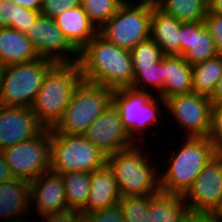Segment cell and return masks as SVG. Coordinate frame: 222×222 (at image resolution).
I'll use <instances>...</instances> for the list:
<instances>
[{"label": "cell", "instance_id": "39", "mask_svg": "<svg viewBox=\"0 0 222 222\" xmlns=\"http://www.w3.org/2000/svg\"><path fill=\"white\" fill-rule=\"evenodd\" d=\"M21 7L39 11L43 0H11Z\"/></svg>", "mask_w": 222, "mask_h": 222}, {"label": "cell", "instance_id": "9", "mask_svg": "<svg viewBox=\"0 0 222 222\" xmlns=\"http://www.w3.org/2000/svg\"><path fill=\"white\" fill-rule=\"evenodd\" d=\"M156 95L147 90H138L132 87L116 89L113 92L112 102L118 108L123 127L133 142H138L139 133L151 127L158 121L161 111ZM135 139V140H134Z\"/></svg>", "mask_w": 222, "mask_h": 222}, {"label": "cell", "instance_id": "22", "mask_svg": "<svg viewBox=\"0 0 222 222\" xmlns=\"http://www.w3.org/2000/svg\"><path fill=\"white\" fill-rule=\"evenodd\" d=\"M31 183L24 179L13 178L0 184V219L18 220L17 215L26 213L31 206ZM11 219V220H10Z\"/></svg>", "mask_w": 222, "mask_h": 222}, {"label": "cell", "instance_id": "23", "mask_svg": "<svg viewBox=\"0 0 222 222\" xmlns=\"http://www.w3.org/2000/svg\"><path fill=\"white\" fill-rule=\"evenodd\" d=\"M164 55H180V21L153 5L151 37Z\"/></svg>", "mask_w": 222, "mask_h": 222}, {"label": "cell", "instance_id": "35", "mask_svg": "<svg viewBox=\"0 0 222 222\" xmlns=\"http://www.w3.org/2000/svg\"><path fill=\"white\" fill-rule=\"evenodd\" d=\"M204 21L218 53L222 54V15L211 13L208 10Z\"/></svg>", "mask_w": 222, "mask_h": 222}, {"label": "cell", "instance_id": "24", "mask_svg": "<svg viewBox=\"0 0 222 222\" xmlns=\"http://www.w3.org/2000/svg\"><path fill=\"white\" fill-rule=\"evenodd\" d=\"M191 215L183 196L159 192L151 195L150 222H185Z\"/></svg>", "mask_w": 222, "mask_h": 222}, {"label": "cell", "instance_id": "47", "mask_svg": "<svg viewBox=\"0 0 222 222\" xmlns=\"http://www.w3.org/2000/svg\"><path fill=\"white\" fill-rule=\"evenodd\" d=\"M24 221H25V219H24V220H21V221H20V219H18V220H14V221H13V220H12V221H6V222H24ZM25 222H26V221H25Z\"/></svg>", "mask_w": 222, "mask_h": 222}, {"label": "cell", "instance_id": "41", "mask_svg": "<svg viewBox=\"0 0 222 222\" xmlns=\"http://www.w3.org/2000/svg\"><path fill=\"white\" fill-rule=\"evenodd\" d=\"M208 10L211 13L222 15V0H211L208 3Z\"/></svg>", "mask_w": 222, "mask_h": 222}, {"label": "cell", "instance_id": "25", "mask_svg": "<svg viewBox=\"0 0 222 222\" xmlns=\"http://www.w3.org/2000/svg\"><path fill=\"white\" fill-rule=\"evenodd\" d=\"M222 75V54L192 66L193 92L211 98Z\"/></svg>", "mask_w": 222, "mask_h": 222}, {"label": "cell", "instance_id": "16", "mask_svg": "<svg viewBox=\"0 0 222 222\" xmlns=\"http://www.w3.org/2000/svg\"><path fill=\"white\" fill-rule=\"evenodd\" d=\"M219 55L205 21L180 22V56L191 66Z\"/></svg>", "mask_w": 222, "mask_h": 222}, {"label": "cell", "instance_id": "13", "mask_svg": "<svg viewBox=\"0 0 222 222\" xmlns=\"http://www.w3.org/2000/svg\"><path fill=\"white\" fill-rule=\"evenodd\" d=\"M171 114L187 129L188 137H208L211 128L212 102L209 97L195 92L166 99Z\"/></svg>", "mask_w": 222, "mask_h": 222}, {"label": "cell", "instance_id": "36", "mask_svg": "<svg viewBox=\"0 0 222 222\" xmlns=\"http://www.w3.org/2000/svg\"><path fill=\"white\" fill-rule=\"evenodd\" d=\"M92 222H125L118 205L107 209L90 211L87 213Z\"/></svg>", "mask_w": 222, "mask_h": 222}, {"label": "cell", "instance_id": "28", "mask_svg": "<svg viewBox=\"0 0 222 222\" xmlns=\"http://www.w3.org/2000/svg\"><path fill=\"white\" fill-rule=\"evenodd\" d=\"M39 15V11L18 6L11 0H4L0 5V28L10 27L26 34Z\"/></svg>", "mask_w": 222, "mask_h": 222}, {"label": "cell", "instance_id": "37", "mask_svg": "<svg viewBox=\"0 0 222 222\" xmlns=\"http://www.w3.org/2000/svg\"><path fill=\"white\" fill-rule=\"evenodd\" d=\"M80 211L67 210L59 213H50L43 215L44 222H74Z\"/></svg>", "mask_w": 222, "mask_h": 222}, {"label": "cell", "instance_id": "12", "mask_svg": "<svg viewBox=\"0 0 222 222\" xmlns=\"http://www.w3.org/2000/svg\"><path fill=\"white\" fill-rule=\"evenodd\" d=\"M26 36L40 58H46L55 63L78 62L79 52L65 38L54 18L40 14L28 29ZM70 53L75 57L70 56V59L68 56Z\"/></svg>", "mask_w": 222, "mask_h": 222}, {"label": "cell", "instance_id": "29", "mask_svg": "<svg viewBox=\"0 0 222 222\" xmlns=\"http://www.w3.org/2000/svg\"><path fill=\"white\" fill-rule=\"evenodd\" d=\"M89 20L99 30L122 6L121 0H81Z\"/></svg>", "mask_w": 222, "mask_h": 222}, {"label": "cell", "instance_id": "2", "mask_svg": "<svg viewBox=\"0 0 222 222\" xmlns=\"http://www.w3.org/2000/svg\"><path fill=\"white\" fill-rule=\"evenodd\" d=\"M81 80L78 62L56 63L48 71L30 107L44 128L52 129L61 120Z\"/></svg>", "mask_w": 222, "mask_h": 222}, {"label": "cell", "instance_id": "3", "mask_svg": "<svg viewBox=\"0 0 222 222\" xmlns=\"http://www.w3.org/2000/svg\"><path fill=\"white\" fill-rule=\"evenodd\" d=\"M179 151L172 153L168 170L159 174L160 190L184 196L207 163L219 151L208 137H188Z\"/></svg>", "mask_w": 222, "mask_h": 222}, {"label": "cell", "instance_id": "5", "mask_svg": "<svg viewBox=\"0 0 222 222\" xmlns=\"http://www.w3.org/2000/svg\"><path fill=\"white\" fill-rule=\"evenodd\" d=\"M137 145L106 157V164L113 171L121 197L155 195L160 190V178ZM158 175V178H157Z\"/></svg>", "mask_w": 222, "mask_h": 222}, {"label": "cell", "instance_id": "31", "mask_svg": "<svg viewBox=\"0 0 222 222\" xmlns=\"http://www.w3.org/2000/svg\"><path fill=\"white\" fill-rule=\"evenodd\" d=\"M132 68H148L165 56L159 45L151 38L138 44L131 51Z\"/></svg>", "mask_w": 222, "mask_h": 222}, {"label": "cell", "instance_id": "7", "mask_svg": "<svg viewBox=\"0 0 222 222\" xmlns=\"http://www.w3.org/2000/svg\"><path fill=\"white\" fill-rule=\"evenodd\" d=\"M56 63L46 58L3 67L0 105L31 107L48 71Z\"/></svg>", "mask_w": 222, "mask_h": 222}, {"label": "cell", "instance_id": "43", "mask_svg": "<svg viewBox=\"0 0 222 222\" xmlns=\"http://www.w3.org/2000/svg\"><path fill=\"white\" fill-rule=\"evenodd\" d=\"M137 1L139 3H137ZM156 1L157 0H136L135 5H156ZM122 5H134V3H132V0H121Z\"/></svg>", "mask_w": 222, "mask_h": 222}, {"label": "cell", "instance_id": "14", "mask_svg": "<svg viewBox=\"0 0 222 222\" xmlns=\"http://www.w3.org/2000/svg\"><path fill=\"white\" fill-rule=\"evenodd\" d=\"M82 136L106 156L128 150L136 145L123 127L119 110L113 102Z\"/></svg>", "mask_w": 222, "mask_h": 222}, {"label": "cell", "instance_id": "17", "mask_svg": "<svg viewBox=\"0 0 222 222\" xmlns=\"http://www.w3.org/2000/svg\"><path fill=\"white\" fill-rule=\"evenodd\" d=\"M31 183V204L41 215L67 211L66 191L62 176L51 171L40 175Z\"/></svg>", "mask_w": 222, "mask_h": 222}, {"label": "cell", "instance_id": "42", "mask_svg": "<svg viewBox=\"0 0 222 222\" xmlns=\"http://www.w3.org/2000/svg\"><path fill=\"white\" fill-rule=\"evenodd\" d=\"M185 222H215L211 215H190Z\"/></svg>", "mask_w": 222, "mask_h": 222}, {"label": "cell", "instance_id": "27", "mask_svg": "<svg viewBox=\"0 0 222 222\" xmlns=\"http://www.w3.org/2000/svg\"><path fill=\"white\" fill-rule=\"evenodd\" d=\"M66 191L68 210L81 211L86 206L90 192V172L60 174Z\"/></svg>", "mask_w": 222, "mask_h": 222}, {"label": "cell", "instance_id": "38", "mask_svg": "<svg viewBox=\"0 0 222 222\" xmlns=\"http://www.w3.org/2000/svg\"><path fill=\"white\" fill-rule=\"evenodd\" d=\"M14 177L11 174L10 168L0 151V184H3L4 182L12 180Z\"/></svg>", "mask_w": 222, "mask_h": 222}, {"label": "cell", "instance_id": "32", "mask_svg": "<svg viewBox=\"0 0 222 222\" xmlns=\"http://www.w3.org/2000/svg\"><path fill=\"white\" fill-rule=\"evenodd\" d=\"M134 78L132 83V88L138 90H146V88L142 89V84L146 83L152 85L153 89L157 90L156 93H160L164 88V81H163V58L152 67L148 68H132ZM139 84L140 87H139Z\"/></svg>", "mask_w": 222, "mask_h": 222}, {"label": "cell", "instance_id": "20", "mask_svg": "<svg viewBox=\"0 0 222 222\" xmlns=\"http://www.w3.org/2000/svg\"><path fill=\"white\" fill-rule=\"evenodd\" d=\"M54 19L65 38L78 52L98 34V29L81 5L64 10Z\"/></svg>", "mask_w": 222, "mask_h": 222}, {"label": "cell", "instance_id": "40", "mask_svg": "<svg viewBox=\"0 0 222 222\" xmlns=\"http://www.w3.org/2000/svg\"><path fill=\"white\" fill-rule=\"evenodd\" d=\"M210 100L212 105H222V75Z\"/></svg>", "mask_w": 222, "mask_h": 222}, {"label": "cell", "instance_id": "18", "mask_svg": "<svg viewBox=\"0 0 222 222\" xmlns=\"http://www.w3.org/2000/svg\"><path fill=\"white\" fill-rule=\"evenodd\" d=\"M120 199L121 194L113 171L105 164L103 167L91 172L90 192L86 206L80 212L88 213L111 208L118 205Z\"/></svg>", "mask_w": 222, "mask_h": 222}, {"label": "cell", "instance_id": "8", "mask_svg": "<svg viewBox=\"0 0 222 222\" xmlns=\"http://www.w3.org/2000/svg\"><path fill=\"white\" fill-rule=\"evenodd\" d=\"M153 5H122L98 30L106 41L131 51L151 37Z\"/></svg>", "mask_w": 222, "mask_h": 222}, {"label": "cell", "instance_id": "10", "mask_svg": "<svg viewBox=\"0 0 222 222\" xmlns=\"http://www.w3.org/2000/svg\"><path fill=\"white\" fill-rule=\"evenodd\" d=\"M1 152L14 178L36 180L50 171V129Z\"/></svg>", "mask_w": 222, "mask_h": 222}, {"label": "cell", "instance_id": "46", "mask_svg": "<svg viewBox=\"0 0 222 222\" xmlns=\"http://www.w3.org/2000/svg\"><path fill=\"white\" fill-rule=\"evenodd\" d=\"M3 71V66L0 64V92H1V75Z\"/></svg>", "mask_w": 222, "mask_h": 222}, {"label": "cell", "instance_id": "11", "mask_svg": "<svg viewBox=\"0 0 222 222\" xmlns=\"http://www.w3.org/2000/svg\"><path fill=\"white\" fill-rule=\"evenodd\" d=\"M183 199L191 215H212L219 207L222 202V152L202 169Z\"/></svg>", "mask_w": 222, "mask_h": 222}, {"label": "cell", "instance_id": "33", "mask_svg": "<svg viewBox=\"0 0 222 222\" xmlns=\"http://www.w3.org/2000/svg\"><path fill=\"white\" fill-rule=\"evenodd\" d=\"M80 5L81 0H43L39 12L41 15L54 18L66 9H72Z\"/></svg>", "mask_w": 222, "mask_h": 222}, {"label": "cell", "instance_id": "34", "mask_svg": "<svg viewBox=\"0 0 222 222\" xmlns=\"http://www.w3.org/2000/svg\"><path fill=\"white\" fill-rule=\"evenodd\" d=\"M208 138L215 148L222 152V105H212L211 128Z\"/></svg>", "mask_w": 222, "mask_h": 222}, {"label": "cell", "instance_id": "26", "mask_svg": "<svg viewBox=\"0 0 222 222\" xmlns=\"http://www.w3.org/2000/svg\"><path fill=\"white\" fill-rule=\"evenodd\" d=\"M156 7L180 22L205 20L208 11L205 0H157Z\"/></svg>", "mask_w": 222, "mask_h": 222}, {"label": "cell", "instance_id": "1", "mask_svg": "<svg viewBox=\"0 0 222 222\" xmlns=\"http://www.w3.org/2000/svg\"><path fill=\"white\" fill-rule=\"evenodd\" d=\"M79 55L82 80L113 90L132 87L134 74L129 50L97 34L79 51Z\"/></svg>", "mask_w": 222, "mask_h": 222}, {"label": "cell", "instance_id": "30", "mask_svg": "<svg viewBox=\"0 0 222 222\" xmlns=\"http://www.w3.org/2000/svg\"><path fill=\"white\" fill-rule=\"evenodd\" d=\"M151 195L124 196L118 202L125 222H150Z\"/></svg>", "mask_w": 222, "mask_h": 222}, {"label": "cell", "instance_id": "4", "mask_svg": "<svg viewBox=\"0 0 222 222\" xmlns=\"http://www.w3.org/2000/svg\"><path fill=\"white\" fill-rule=\"evenodd\" d=\"M113 92L109 87L81 80L61 120L53 129L57 133L83 135L112 103Z\"/></svg>", "mask_w": 222, "mask_h": 222}, {"label": "cell", "instance_id": "6", "mask_svg": "<svg viewBox=\"0 0 222 222\" xmlns=\"http://www.w3.org/2000/svg\"><path fill=\"white\" fill-rule=\"evenodd\" d=\"M106 155L82 135L50 129V171L56 174L93 172L106 164Z\"/></svg>", "mask_w": 222, "mask_h": 222}, {"label": "cell", "instance_id": "21", "mask_svg": "<svg viewBox=\"0 0 222 222\" xmlns=\"http://www.w3.org/2000/svg\"><path fill=\"white\" fill-rule=\"evenodd\" d=\"M38 58L25 33L10 27L0 28V64L3 67L30 62Z\"/></svg>", "mask_w": 222, "mask_h": 222}, {"label": "cell", "instance_id": "15", "mask_svg": "<svg viewBox=\"0 0 222 222\" xmlns=\"http://www.w3.org/2000/svg\"><path fill=\"white\" fill-rule=\"evenodd\" d=\"M43 129L29 107L0 105V151L37 136Z\"/></svg>", "mask_w": 222, "mask_h": 222}, {"label": "cell", "instance_id": "19", "mask_svg": "<svg viewBox=\"0 0 222 222\" xmlns=\"http://www.w3.org/2000/svg\"><path fill=\"white\" fill-rule=\"evenodd\" d=\"M164 88L158 97L166 106V99L193 92L192 66L180 55L163 57Z\"/></svg>", "mask_w": 222, "mask_h": 222}, {"label": "cell", "instance_id": "45", "mask_svg": "<svg viewBox=\"0 0 222 222\" xmlns=\"http://www.w3.org/2000/svg\"><path fill=\"white\" fill-rule=\"evenodd\" d=\"M74 222H92V219L87 213L80 212Z\"/></svg>", "mask_w": 222, "mask_h": 222}, {"label": "cell", "instance_id": "44", "mask_svg": "<svg viewBox=\"0 0 222 222\" xmlns=\"http://www.w3.org/2000/svg\"><path fill=\"white\" fill-rule=\"evenodd\" d=\"M211 216L215 222H222V202Z\"/></svg>", "mask_w": 222, "mask_h": 222}]
</instances>
